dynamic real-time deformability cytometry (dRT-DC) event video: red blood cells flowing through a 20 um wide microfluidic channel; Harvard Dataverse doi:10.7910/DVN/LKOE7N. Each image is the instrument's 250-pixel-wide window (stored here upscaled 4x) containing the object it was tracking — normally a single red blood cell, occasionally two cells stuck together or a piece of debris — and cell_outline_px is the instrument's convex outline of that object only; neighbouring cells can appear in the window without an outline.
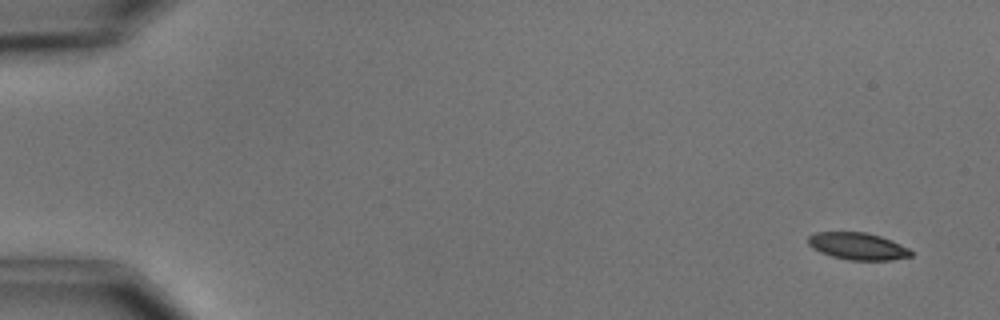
{"species": "common noctule bat (a hibernating species)", "species_latin": "Nyctalus noctula", "temperature_condition": "cold", "stored_images_in_passage": 5, "camera_frame_rate_fps": 3000, "um_per_image_px": 0.085, "animal": {"sex": "male", "body_mass_g": 15.6}, "frame": {"image": 1, "passage_image": 1, "time_ms": 0.0, "image_size_px": [1000, 320], "cell_outline_px": [[912, 256], [892, 260], [848, 260], [832, 256], [820, 252], [812, 248], [808, 244], [808, 236], [816, 232], [864, 232], [880, 236], [892, 240], [908, 248], [912, 252]], "centroid_in_image_um": [72.9, 20.93], "position_along_channel_um": 12.1, "area_um2": 16.24}}
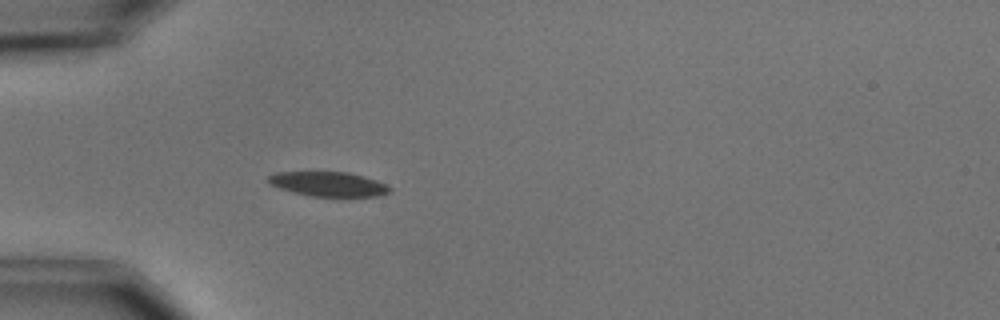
{"frame": {"image": 2, "passage_image": 5, "time_ms": 4.667, "image_size_px": [1000, 320], "cell_outline_px": [[392, 188], [388, 192], [376, 196], [312, 196], [292, 192], [280, 188], [272, 184], [268, 180], [268, 176], [276, 172], [348, 172], [364, 176], [376, 180]], "centroid_in_image_um": [27.91, 15.64], "position_along_channel_um": 57.1, "area_um2": 17.11}}